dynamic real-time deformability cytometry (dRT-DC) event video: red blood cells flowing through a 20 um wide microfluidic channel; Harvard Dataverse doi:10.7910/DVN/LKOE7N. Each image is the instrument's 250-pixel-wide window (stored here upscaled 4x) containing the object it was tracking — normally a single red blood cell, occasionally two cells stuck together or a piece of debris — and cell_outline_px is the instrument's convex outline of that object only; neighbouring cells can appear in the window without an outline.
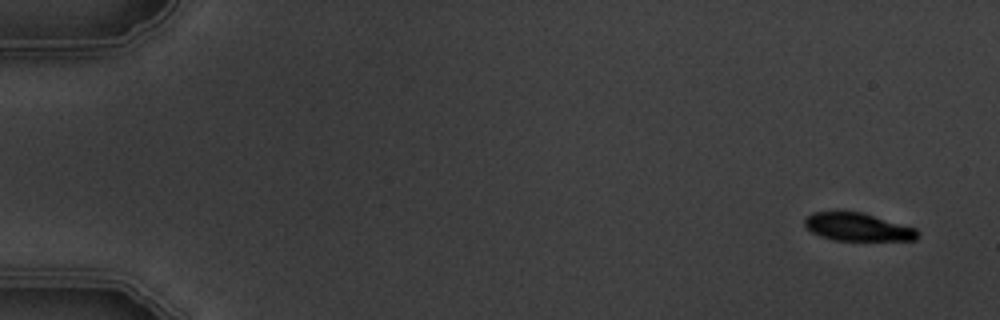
{"species": "common noctule bat (a hibernating species)", "species_latin": "Nyctalus noctula", "temperature_condition": "warm", "stored_images_in_passage": 5, "camera_frame_rate_fps": 3000, "um_per_image_px": 0.085, "animal": {"sex": "male", "body_mass_g": 19.5, "forearm_length_mm": 54.6}, "frame": {"image": 1, "passage_image": 1, "time_ms": 0.0, "image_size_px": [1000, 320], "cell_outline_px": [[920, 232], [916, 240], [832, 240], [820, 236], [812, 232], [804, 224], [804, 220], [812, 212], [860, 212], [916, 228]], "centroid_in_image_um": [72.91, 19.31], "position_along_channel_um": 12.1, "area_um2": 18.15}}
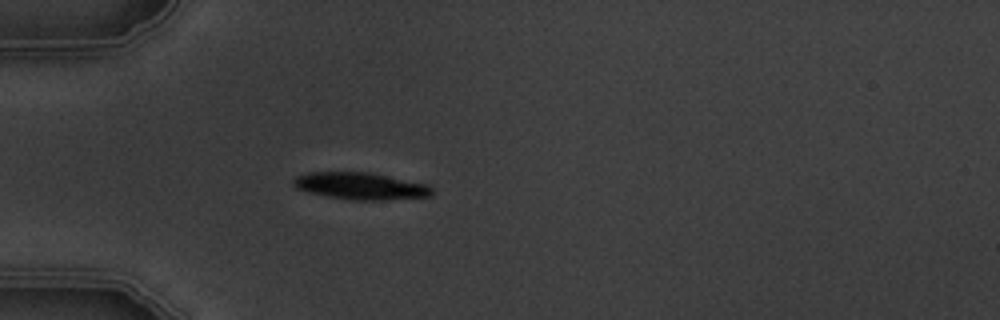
{"frame": {"image": 2, "passage_image": 5, "time_ms": 4.667, "image_size_px": [1000, 320], "cell_outline_px": [[432, 196], [384, 200], [356, 200], [328, 196], [308, 192], [296, 188], [292, 184], [292, 180], [296, 176], [308, 172], [368, 172], [428, 184], [432, 188]], "centroid_in_image_um": [30.64, 15.81], "position_along_channel_um": 54.4, "area_um2": 21.73}}